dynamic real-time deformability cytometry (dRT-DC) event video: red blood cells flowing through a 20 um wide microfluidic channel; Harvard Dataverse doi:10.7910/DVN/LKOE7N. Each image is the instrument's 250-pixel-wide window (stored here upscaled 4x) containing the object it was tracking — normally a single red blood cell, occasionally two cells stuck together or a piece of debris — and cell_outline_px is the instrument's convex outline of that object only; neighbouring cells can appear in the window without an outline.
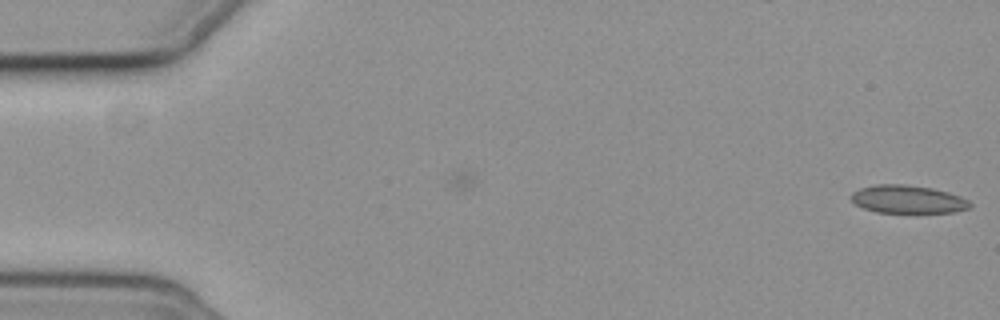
{"species": "common noctule bat (a hibernating species)", "species_latin": "Nyctalus noctula", "temperature_condition": "cold", "stored_images_in_passage": 7, "camera_frame_rate_fps": 3000, "um_per_image_px": 0.085, "animal": {"sex": "female", "body_mass_g": 19.3, "forearm_length_mm": 54.1}, "frame": {"image": 1, "passage_image": 7, "time_ms": 2.0, "image_size_px": [1000, 320], "cell_outline_px": [[972, 204], [968, 208], [956, 212], [916, 216], [876, 212], [864, 208], [856, 204], [852, 200], [852, 192], [860, 188], [876, 184], [904, 184], [932, 188], [948, 192], [960, 196], [968, 200]], "centroid_in_image_um": [77.21, 17.0], "position_along_channel_um": 7.8, "area_um2": 20.4}}